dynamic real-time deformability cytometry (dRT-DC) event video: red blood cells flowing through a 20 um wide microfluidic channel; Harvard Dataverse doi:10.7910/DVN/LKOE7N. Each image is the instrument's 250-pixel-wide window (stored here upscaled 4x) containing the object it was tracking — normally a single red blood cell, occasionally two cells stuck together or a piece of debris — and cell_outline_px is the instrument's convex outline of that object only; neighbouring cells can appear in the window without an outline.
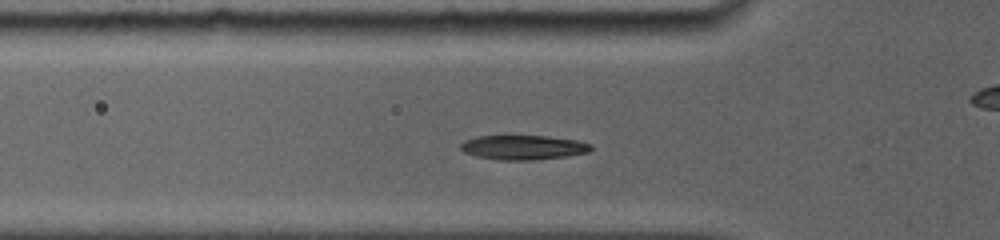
{"species": "common noctule bat (a hibernating species)", "species_latin": "Nyctalus noctula", "temperature_condition": "room temperature", "stored_images_in_passage": 11, "camera_frame_rate_fps": 5000, "um_per_image_px": 0.085, "animal": {"sex": "female", "body_mass_g": 19.0, "forearm_length_mm": 56.7}, "frame": {"image": 1, "passage_image": 10, "time_ms": 3.4, "image_size_px": [1000, 240], "cell_outline_px": [[592, 148], [588, 152], [564, 156], [536, 160], [500, 160], [476, 156], [464, 152], [460, 148], [460, 144], [464, 140], [476, 136], [548, 136], [576, 140], [592, 144]], "centroid_in_image_um": [44.45, 12.52], "position_along_channel_um": 81.4, "area_um2": 18.55}}